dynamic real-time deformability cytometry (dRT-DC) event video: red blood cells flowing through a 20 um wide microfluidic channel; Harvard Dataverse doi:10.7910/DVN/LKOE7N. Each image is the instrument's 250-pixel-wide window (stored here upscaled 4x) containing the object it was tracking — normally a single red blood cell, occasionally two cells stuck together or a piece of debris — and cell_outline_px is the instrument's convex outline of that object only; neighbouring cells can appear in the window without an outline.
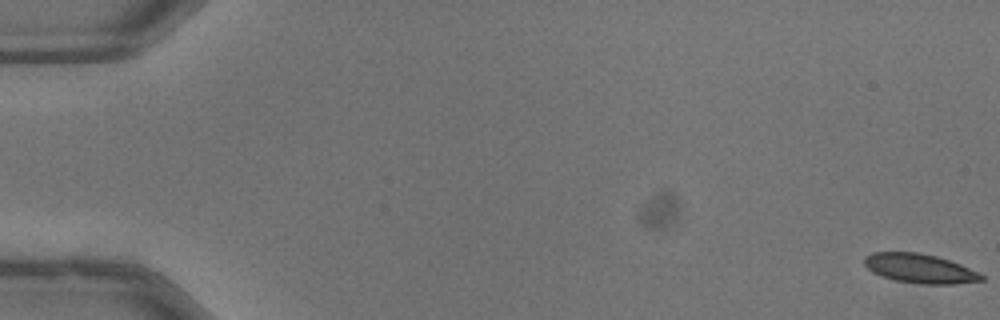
{"species": "common noctule bat (a hibernating species)", "species_latin": "Nyctalus noctula", "temperature_condition": "warm", "stored_images_in_passage": 53, "camera_frame_rate_fps": 3000, "um_per_image_px": 0.085, "animal": {"sex": "male", "body_mass_g": 13.3}, "frame": {"image": 1, "passage_image": 1, "time_ms": 0.0, "image_size_px": [1000, 320], "cell_outline_px": [[984, 280], [952, 284], [920, 284], [896, 280], [880, 276], [872, 272], [864, 264], [864, 256], [872, 252], [916, 252], [936, 256], [960, 264], [980, 272], [984, 276]], "centroid_in_image_um": [78.17, 22.82], "position_along_channel_um": 6.8, "area_um2": 20.0}}
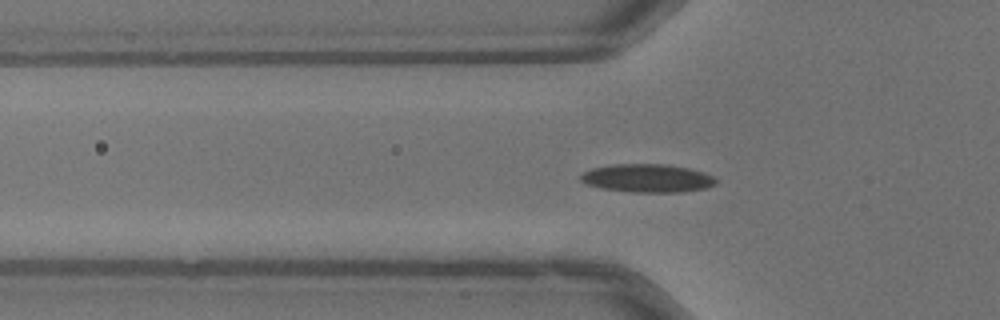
{"frame": {"image": 2, "passage_image": 19, "time_ms": 6.0, "image_size_px": [1000, 320], "cell_outline_px": [[716, 184], [708, 188], [684, 192], [632, 192], [600, 188], [588, 184], [580, 180], [580, 176], [584, 172], [592, 168], [612, 164], [664, 164], [688, 168], [704, 172], [712, 176], [716, 180]], "centroid_in_image_um": [55.04, 15.15], "position_along_channel_um": 70.8, "area_um2": 22.31}}
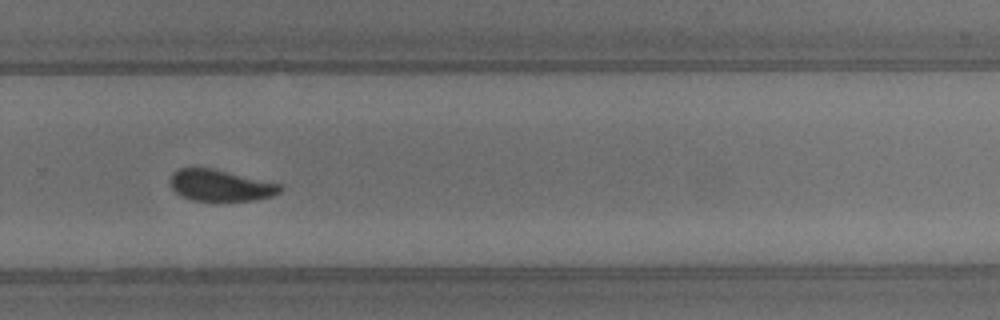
{"frame": {"image": 3, "passage_image": 37, "time_ms": 12.0, "image_size_px": [1000, 320], "cell_outline_px": [[284, 188], [280, 192], [272, 196], [256, 200], [192, 200], [180, 196], [168, 184], [168, 180], [172, 172], [180, 168], [212, 168], [284, 184]], "centroid_in_image_um": [18.74, 15.75], "position_along_channel_um": 311.1, "area_um2": 20.4}, "authors_computed_cell_mechanics": {"area_um2": 21.0392, "velocity_mm_per_s": 4.0027, "shape_relaxation_time_tau1_ms": 8.3833, "shape_relaxation_time_tau2_ms": 1.5466, "deformation_change_tau1": 0.195, "deformation_change_tau2": 0.0728}}